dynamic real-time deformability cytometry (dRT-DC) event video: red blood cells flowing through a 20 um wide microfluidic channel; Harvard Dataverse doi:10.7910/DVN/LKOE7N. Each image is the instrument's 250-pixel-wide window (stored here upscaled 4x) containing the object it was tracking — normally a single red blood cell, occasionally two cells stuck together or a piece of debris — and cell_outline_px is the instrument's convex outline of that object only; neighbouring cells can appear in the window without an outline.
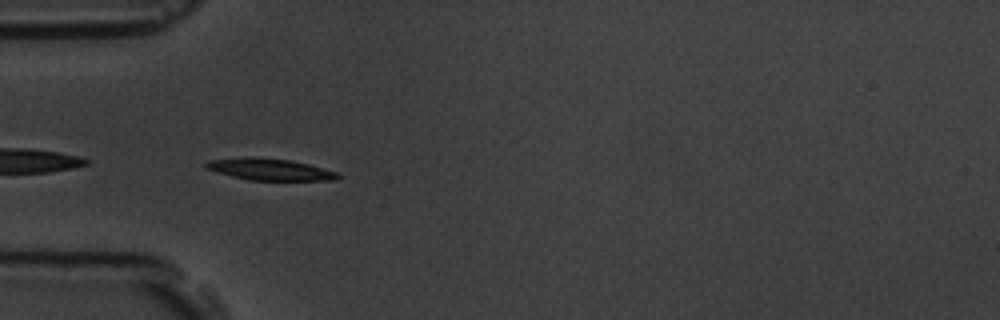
{"species": "common noctule bat (a hibernating species)", "species_latin": "Nyctalus noctula", "temperature_condition": "room temperature", "stored_images_in_passage": 5, "segment_of_instrument_passage": [2, 2], "camera_frame_rate_fps": 3000, "um_per_image_px": 0.085, "animal": {"sex": "male", "body_mass_g": 19.5, "forearm_length_mm": 54.6}, "frame": {"image": 1, "passage_image": 4, "time_ms": 4.333, "image_size_px": [1000, 320], "cell_outline_px": [[340, 176], [336, 180], [248, 180], [216, 172], [204, 168], [204, 164], [208, 160], [292, 160], [308, 164], [336, 172]], "centroid_in_image_um": [23.0, 14.46], "position_along_channel_um": 62.0, "area_um2": 15.49}}